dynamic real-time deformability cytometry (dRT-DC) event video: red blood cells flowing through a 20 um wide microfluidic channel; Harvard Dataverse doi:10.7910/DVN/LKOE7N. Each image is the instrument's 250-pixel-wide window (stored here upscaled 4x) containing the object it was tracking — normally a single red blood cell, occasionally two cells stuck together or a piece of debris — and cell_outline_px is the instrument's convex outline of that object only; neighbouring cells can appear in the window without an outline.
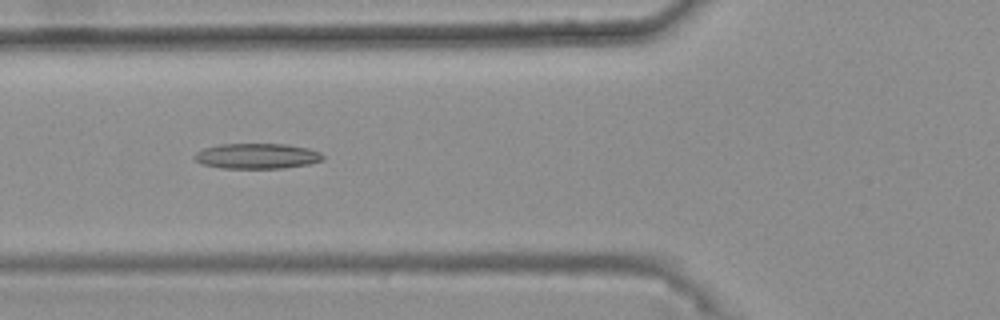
{"species": "common noctule bat (a hibernating species)", "species_latin": "Nyctalus noctula", "temperature_condition": "warm", "stored_images_in_passage": 46, "camera_frame_rate_fps": 3000, "um_per_image_px": 0.085, "animal": {"sex": "female", "body_mass_g": 25.1}, "frame": {"image": 1, "passage_image": 19, "time_ms": 6.0, "image_size_px": [1000, 320], "cell_outline_px": [[324, 160], [308, 164], [280, 168], [220, 168], [204, 164], [196, 160], [192, 156], [196, 152], [204, 148], [220, 144], [288, 144], [308, 148], [320, 152], [324, 156]], "centroid_in_image_um": [21.85, 13.26], "position_along_channel_um": 103.9, "area_um2": 18.96}}
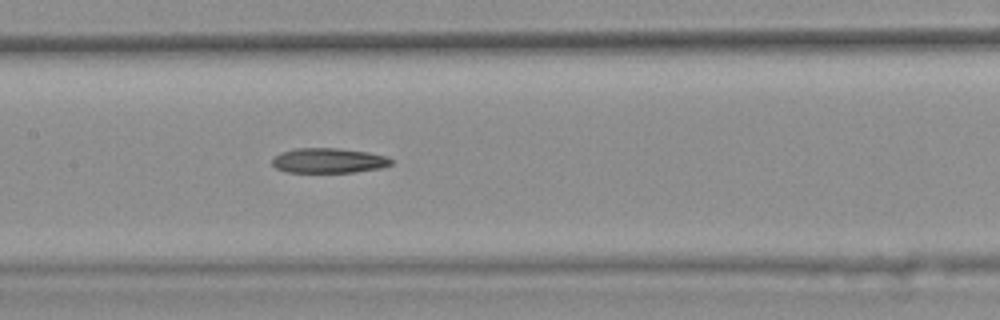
{"frame": {"image": 2, "passage_image": 25, "time_ms": 8.0, "image_size_px": [1000, 320], "cell_outline_px": [[392, 164], [380, 168], [352, 172], [284, 172], [276, 168], [272, 164], [272, 156], [280, 152], [296, 148], [340, 148], [368, 152], [388, 156], [392, 160]], "centroid_in_image_um": [27.9, 13.64], "position_along_channel_um": 179.5, "area_um2": 17.46}}
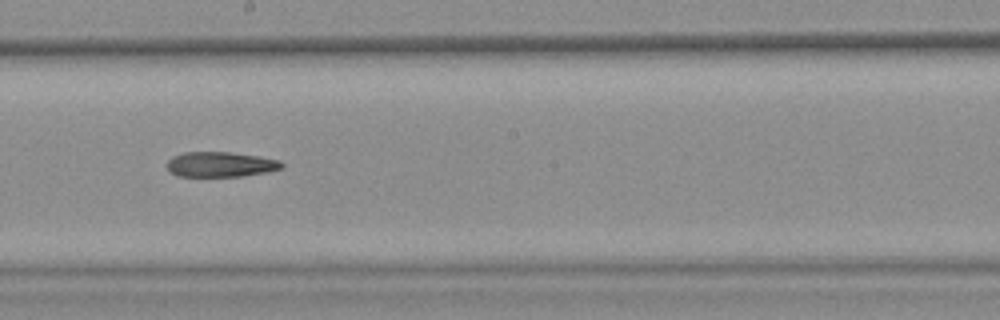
{"frame": {"image": 3, "passage_image": 29, "time_ms": 9.333, "image_size_px": [1000, 320], "cell_outline_px": [[284, 168], [268, 172], [244, 176], [176, 176], [168, 168], [168, 160], [172, 156], [184, 152], [228, 152], [260, 156], [280, 160], [284, 164]], "centroid_in_image_um": [18.8, 13.97], "position_along_channel_um": 229.4, "area_um2": 16.88}}